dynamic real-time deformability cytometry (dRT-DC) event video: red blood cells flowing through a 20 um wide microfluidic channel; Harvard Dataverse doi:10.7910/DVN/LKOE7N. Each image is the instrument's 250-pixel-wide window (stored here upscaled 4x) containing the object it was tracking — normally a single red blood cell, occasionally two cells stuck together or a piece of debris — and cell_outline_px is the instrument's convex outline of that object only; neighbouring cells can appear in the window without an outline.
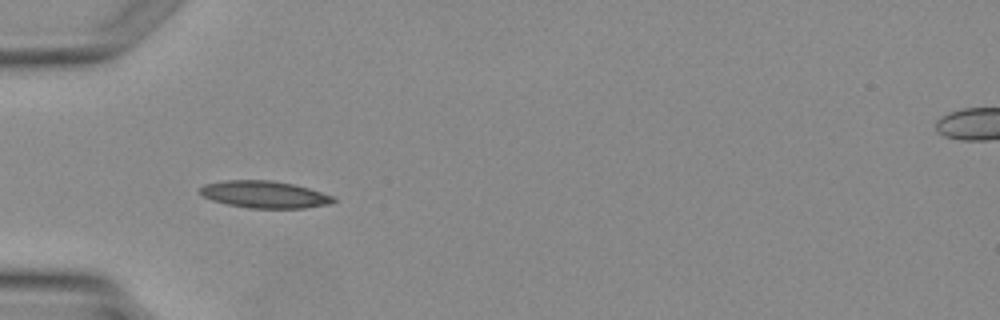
{"species": "Egyptian fruit bat (a non-hibernating species)", "species_latin": "Rousettus aegyptiacus", "temperature_condition": "warm", "stored_images_in_passage": 4, "camera_frame_rate_fps": 3000, "um_per_image_px": 0.085, "animal": {"sex": "female"}, "frame": {"image": 1, "passage_image": 4, "time_ms": 4.0, "image_size_px": [1000, 320], "cell_outline_px": [[336, 200], [332, 204], [304, 208], [252, 208], [228, 204], [212, 200], [204, 196], [200, 192], [200, 188], [204, 184], [224, 180], [272, 180], [292, 184], [308, 188], [336, 196]], "centroid_in_image_um": [22.53, 16.53], "position_along_channel_um": 62.5, "area_um2": 21.04}}